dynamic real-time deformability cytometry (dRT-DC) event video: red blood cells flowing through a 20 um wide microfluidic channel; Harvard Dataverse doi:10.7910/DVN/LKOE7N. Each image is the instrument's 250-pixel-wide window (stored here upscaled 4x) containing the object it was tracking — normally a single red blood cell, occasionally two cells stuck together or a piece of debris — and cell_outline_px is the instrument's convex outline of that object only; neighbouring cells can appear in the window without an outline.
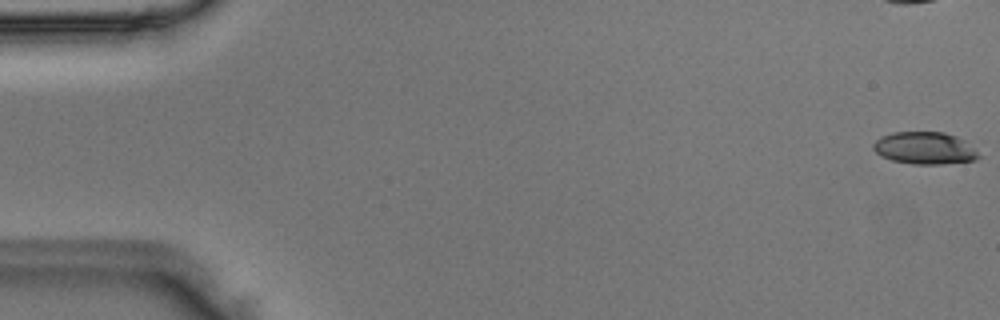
{"species": "Egyptian fruit bat (a non-hibernating species)", "species_latin": "Rousettus aegyptiacus", "temperature_condition": "room temperature", "stored_images_in_passage": 52, "camera_frame_rate_fps": 3000, "um_per_image_px": 0.085, "animal": {"sex": "male"}, "frame": {"image": 1, "passage_image": 1, "time_ms": 0.0, "image_size_px": [1000, 320], "cell_outline_px": [[980, 156], [976, 160], [940, 164], [912, 164], [892, 160], [880, 156], [872, 148], [872, 144], [880, 136], [892, 132], [944, 132], [956, 136], [964, 140]], "centroid_in_image_um": [78.55, 12.58], "position_along_channel_um": 6.5, "area_um2": 19.77}}